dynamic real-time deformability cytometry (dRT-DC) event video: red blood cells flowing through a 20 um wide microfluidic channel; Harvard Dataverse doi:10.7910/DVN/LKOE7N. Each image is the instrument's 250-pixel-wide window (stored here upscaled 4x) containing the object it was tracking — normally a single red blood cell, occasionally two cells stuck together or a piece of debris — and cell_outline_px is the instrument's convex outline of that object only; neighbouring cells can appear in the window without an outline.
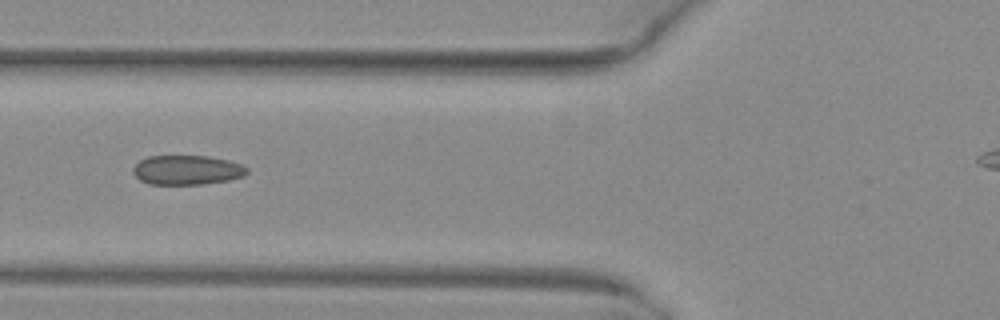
{"species": "common noctule bat (a hibernating species)", "species_latin": "Nyctalus noctula", "temperature_condition": "warm", "stored_images_in_passage": 6, "camera_frame_rate_fps": 3000, "um_per_image_px": 0.085, "animal": {"sex": "female", "body_mass_g": 29.2, "forearm_length_mm": 56.3}, "frame": {"image": 1, "passage_image": 5, "time_ms": 1.333, "image_size_px": [1000, 320], "cell_outline_px": [[248, 172], [244, 176], [228, 180], [200, 184], [148, 184], [140, 180], [132, 172], [132, 168], [140, 160], [148, 156], [208, 156], [228, 160], [240, 164], [248, 168]], "centroid_in_image_um": [15.88, 14.45], "position_along_channel_um": 109.9, "area_um2": 19.54}}
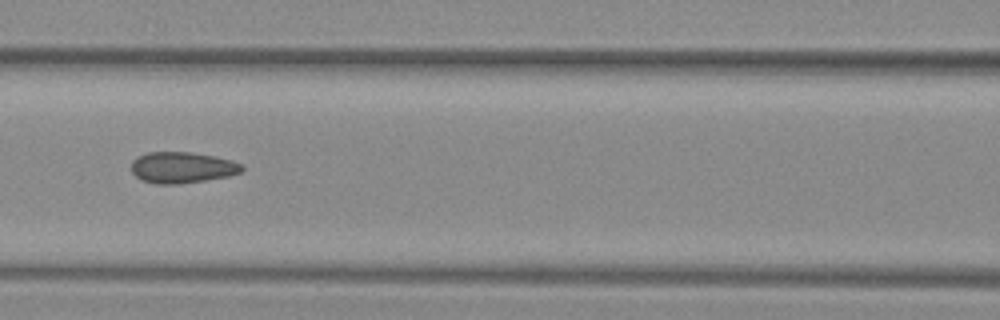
{"frame": {"image": 2, "passage_image": 6, "time_ms": 1.667, "image_size_px": [1000, 320], "cell_outline_px": [[244, 168], [240, 172], [228, 176], [180, 184], [156, 184], [140, 180], [132, 172], [132, 160], [136, 156], [148, 152], [192, 152], [216, 156], [232, 160], [244, 164]], "centroid_in_image_um": [15.48, 14.23], "position_along_channel_um": 151.1, "area_um2": 20.29}}